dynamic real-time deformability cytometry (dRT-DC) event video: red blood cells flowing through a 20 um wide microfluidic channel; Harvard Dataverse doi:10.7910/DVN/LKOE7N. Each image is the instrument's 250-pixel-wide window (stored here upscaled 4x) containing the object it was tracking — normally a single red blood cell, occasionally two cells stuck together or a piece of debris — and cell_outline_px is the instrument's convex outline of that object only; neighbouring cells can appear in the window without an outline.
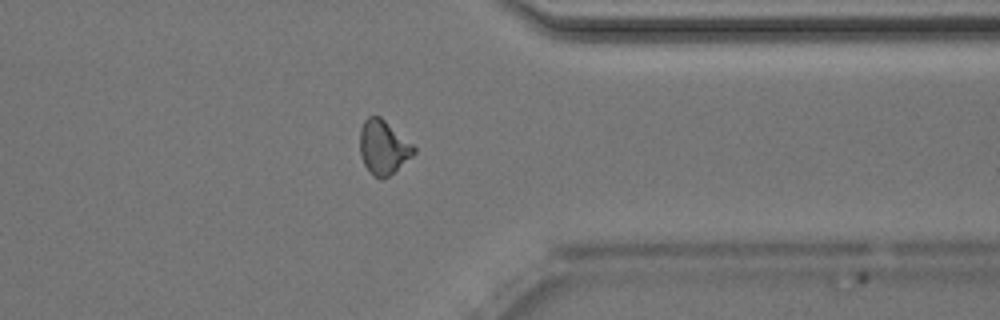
{"species": "Egyptian fruit bat (a non-hibernating species)", "species_latin": "Rousettus aegyptiacus", "temperature_condition": "room temperature", "stored_images_in_passage": 37, "camera_frame_rate_fps": 3000, "um_per_image_px": 0.085, "animal": {"sex": "male"}, "frame": {"image": 1, "passage_image": 27, "time_ms": 8.667, "image_size_px": [1000, 320], "cell_outline_px": [[416, 152], [412, 156], [388, 176], [380, 180], [372, 176], [368, 172], [360, 156], [360, 128], [364, 120], [368, 116], [380, 116], [412, 144], [416, 148]], "centroid_in_image_um": [32.55, 12.53], "position_along_channel_um": 378.9, "area_um2": 16.99}, "authors_computed_cell_mechanics": {"area_um2": 16.762, "velocity_mm_per_s": 4.0205, "shape_relaxation_time_tau1_ms": null, "shape_relaxation_time_tau2_ms": 1.7054, "deformation_change_tau1": null, "deformation_change_tau2": 0.0654}}